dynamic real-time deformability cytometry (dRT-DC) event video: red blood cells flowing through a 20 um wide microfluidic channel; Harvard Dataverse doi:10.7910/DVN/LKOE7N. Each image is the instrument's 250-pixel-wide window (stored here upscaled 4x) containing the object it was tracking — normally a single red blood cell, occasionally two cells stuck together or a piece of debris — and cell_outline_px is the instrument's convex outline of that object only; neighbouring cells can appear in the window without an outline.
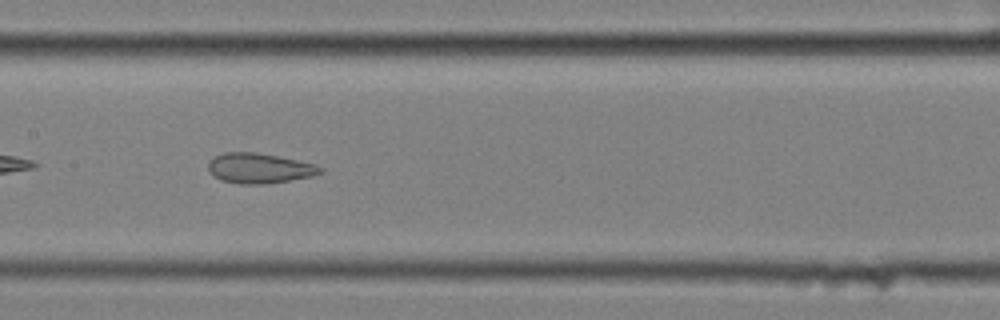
{"species": "common noctule bat (a hibernating species)", "species_latin": "Nyctalus noctula", "temperature_condition": "cold", "stored_images_in_passage": 39, "camera_frame_rate_fps": 3000, "um_per_image_px": 0.085, "animal": {"sex": "female", "body_mass_g": 25.1}, "frame": {"image": 1, "passage_image": 12, "time_ms": 3.667, "image_size_px": [1000, 320], "cell_outline_px": [[324, 172], [312, 176], [268, 184], [240, 184], [220, 180], [212, 176], [208, 168], [208, 164], [216, 156], [224, 152], [256, 152], [316, 164], [324, 168]], "centroid_in_image_um": [22.06, 14.31], "position_along_channel_um": 185.3, "area_um2": 19.71}}
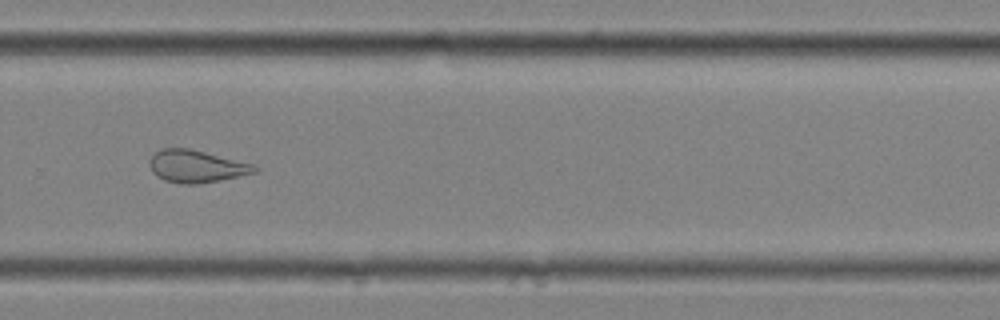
{"frame": {"image": 2, "passage_image": 23, "time_ms": 7.333, "image_size_px": [1000, 320], "cell_outline_px": [[260, 168], [256, 172], [220, 180], [196, 184], [180, 184], [164, 180], [156, 176], [152, 172], [148, 164], [148, 160], [160, 148], [188, 148], [256, 164]], "centroid_in_image_um": [16.68, 14.13], "position_along_channel_um": 313.1, "area_um2": 20.0}}